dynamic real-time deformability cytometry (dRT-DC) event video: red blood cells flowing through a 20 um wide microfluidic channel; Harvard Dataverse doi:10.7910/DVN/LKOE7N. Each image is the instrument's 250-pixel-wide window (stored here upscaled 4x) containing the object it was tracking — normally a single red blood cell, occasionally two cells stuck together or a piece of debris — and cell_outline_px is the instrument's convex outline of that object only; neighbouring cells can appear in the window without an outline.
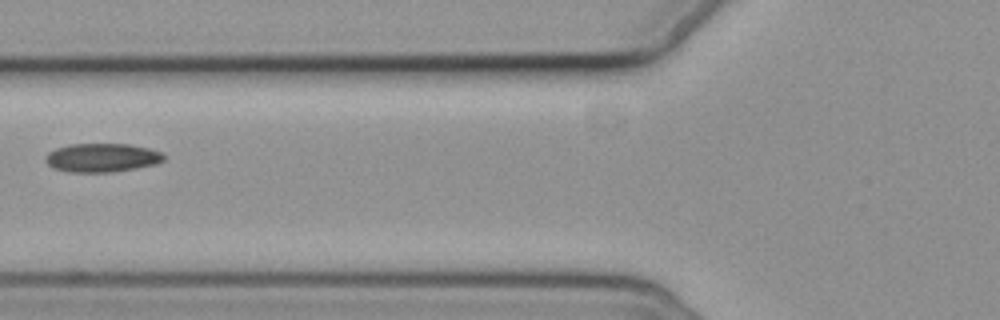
{"species": "common noctule bat (a hibernating species)", "species_latin": "Nyctalus noctula", "temperature_condition": "cold", "stored_images_in_passage": 8, "camera_frame_rate_fps": 3000, "um_per_image_px": 0.085, "animal": {"sex": "female", "body_mass_g": 19.3, "forearm_length_mm": 54.1}, "frame": {"image": 1, "passage_image": 8, "time_ms": 8.0, "image_size_px": [1000, 320], "cell_outline_px": [[164, 160], [156, 164], [136, 168], [112, 172], [68, 172], [52, 168], [44, 160], [44, 156], [48, 152], [56, 148], [68, 144], [128, 144], [148, 148], [160, 152], [164, 156]], "centroid_in_image_um": [8.62, 13.4], "position_along_channel_um": 117.2, "area_um2": 19.88}}